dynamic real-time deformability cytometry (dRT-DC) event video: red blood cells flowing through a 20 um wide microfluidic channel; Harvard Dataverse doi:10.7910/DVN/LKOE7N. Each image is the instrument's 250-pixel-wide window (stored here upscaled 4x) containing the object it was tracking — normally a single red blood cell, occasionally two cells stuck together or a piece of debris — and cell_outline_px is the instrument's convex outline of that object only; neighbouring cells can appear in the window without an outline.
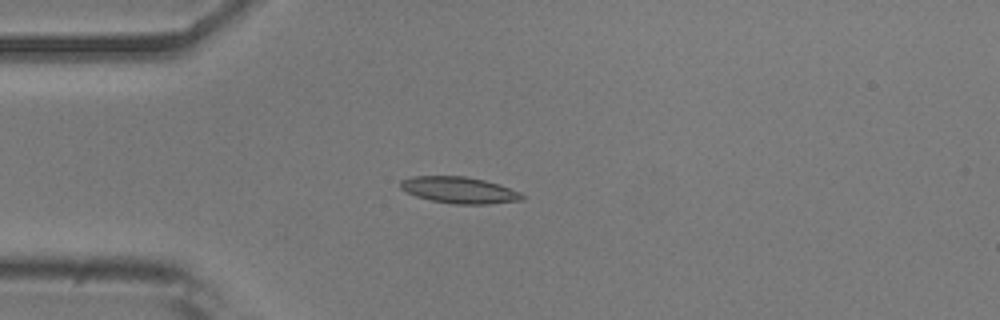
{"species": "common noctule bat (a hibernating species)", "species_latin": "Nyctalus noctula", "temperature_condition": "room temperature", "stored_images_in_passage": 40, "camera_frame_rate_fps": 3000, "um_per_image_px": 0.085, "animal": {"sex": "male", "body_mass_g": 20.5, "forearm_length_mm": 52.5}, "frame": {"image": 1, "passage_image": 1, "time_ms": 0.0, "image_size_px": [1000, 320], "cell_outline_px": [[524, 200], [488, 204], [452, 204], [432, 200], [416, 196], [400, 188], [400, 180], [412, 176], [464, 176], [484, 180], [500, 184], [520, 192], [524, 196]], "centroid_in_image_um": [39.05, 16.15], "position_along_channel_um": 45.9, "area_um2": 18.79}}
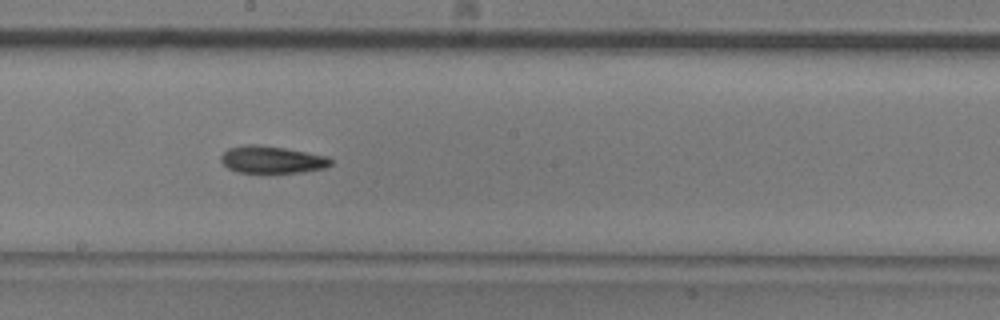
{"frame": {"image": 2, "passage_image": 16, "time_ms": 5.0, "image_size_px": [1000, 320], "cell_outline_px": [[332, 164], [324, 168], [300, 172], [236, 172], [228, 168], [220, 160], [220, 156], [228, 148], [248, 144], [256, 144], [284, 148], [328, 156], [332, 160]], "centroid_in_image_um": [23.1, 13.56], "position_along_channel_um": 225.1, "area_um2": 17.28}}
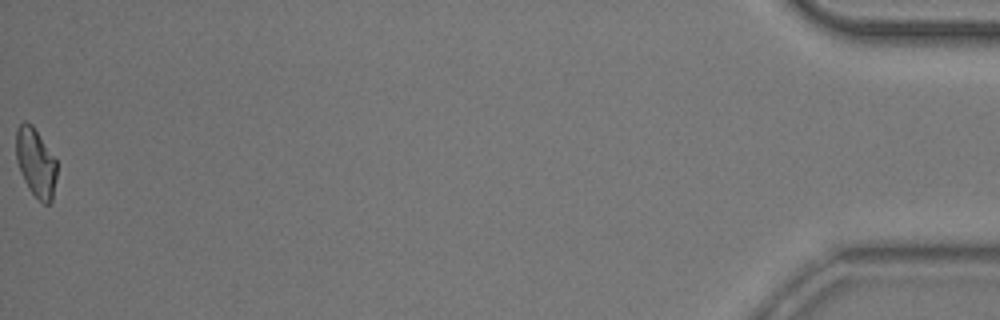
{"frame": {"image": 3, "passage_image": 40, "time_ms": 13.0, "image_size_px": [1000, 320], "cell_outline_px": [[56, 176], [52, 200], [48, 204], [44, 204], [28, 188], [20, 172], [16, 160], [16, 128], [24, 120], [32, 124], [56, 160]], "centroid_in_image_um": [3.02, 13.8], "position_along_channel_um": 432.2, "area_um2": 16.18}, "authors_computed_cell_mechanics": {"area_um2": 17.2533, "velocity_mm_per_s": 3.8662, "shape_relaxation_time_tau1_ms": 5.564, "shape_relaxation_time_tau2_ms": 10.9842, "deformation_change_tau1": 0.139, "deformation_change_tau2": 0.1871}}